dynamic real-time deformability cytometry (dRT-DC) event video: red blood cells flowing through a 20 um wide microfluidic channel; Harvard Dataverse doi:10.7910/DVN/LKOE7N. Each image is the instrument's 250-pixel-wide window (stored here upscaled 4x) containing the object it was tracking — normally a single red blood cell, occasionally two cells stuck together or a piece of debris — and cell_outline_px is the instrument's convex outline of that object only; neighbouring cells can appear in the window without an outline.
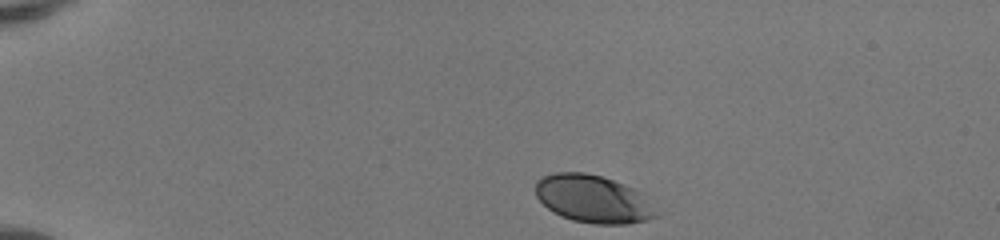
{"species": "human", "species_latin": "Homo sapiens", "temperature_condition": "room temperature", "stored_images_in_passage": 37, "camera_frame_rate_fps": 3000, "um_per_image_px": 0.085, "donor": {"sex": "female"}, "frame": {"image": 1, "passage_image": 1, "time_ms": 0.0, "image_size_px": [1000, 240], "cell_outline_px": [[664, 212], [660, 216], [648, 220], [628, 224], [592, 224], [572, 220], [560, 216], [552, 212], [536, 196], [536, 180], [544, 176], [556, 172], [584, 172], [600, 176], [636, 188]], "centroid_in_image_um": [50.51, 16.93], "position_along_channel_um": 34.5, "area_um2": 34.28}}
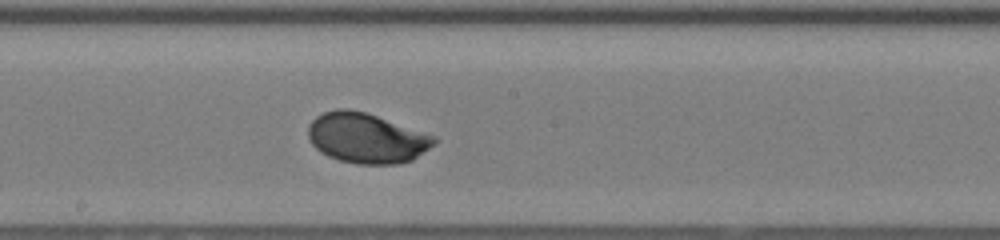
{"frame": {"image": 2, "passage_image": 20, "time_ms": 6.333, "image_size_px": [1000, 240], "cell_outline_px": [[440, 140], [436, 144], [412, 160], [400, 164], [356, 164], [340, 160], [328, 156], [320, 152], [312, 144], [308, 136], [308, 124], [316, 116], [324, 112], [336, 108], [348, 108], [364, 112], [436, 136]], "centroid_in_image_um": [31.16, 11.74], "position_along_channel_um": 217.0, "area_um2": 36.93}}
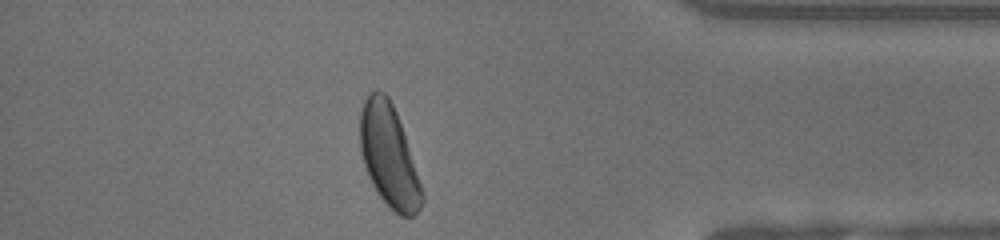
{"frame": {"image": 3, "passage_image": 35, "time_ms": 11.333, "image_size_px": [1000, 240], "cell_outline_px": [[424, 200], [420, 208], [412, 216], [400, 216], [380, 196], [372, 184], [368, 176], [360, 152], [360, 112], [364, 100], [376, 88], [384, 92], [388, 96], [396, 112], [404, 132], [424, 192]], "centroid_in_image_um": [33.06, 13.23], "position_along_channel_um": 402.1, "area_um2": 36.7}, "authors_computed_cell_mechanics": {"area_um2": 35.6048, "velocity_mm_per_s": 4.1548, "shape_relaxation_time_tau1_ms": 1.7796, "shape_relaxation_time_tau2_ms": null, "deformation_change_tau1": 0.1251, "deformation_change_tau2": null}}